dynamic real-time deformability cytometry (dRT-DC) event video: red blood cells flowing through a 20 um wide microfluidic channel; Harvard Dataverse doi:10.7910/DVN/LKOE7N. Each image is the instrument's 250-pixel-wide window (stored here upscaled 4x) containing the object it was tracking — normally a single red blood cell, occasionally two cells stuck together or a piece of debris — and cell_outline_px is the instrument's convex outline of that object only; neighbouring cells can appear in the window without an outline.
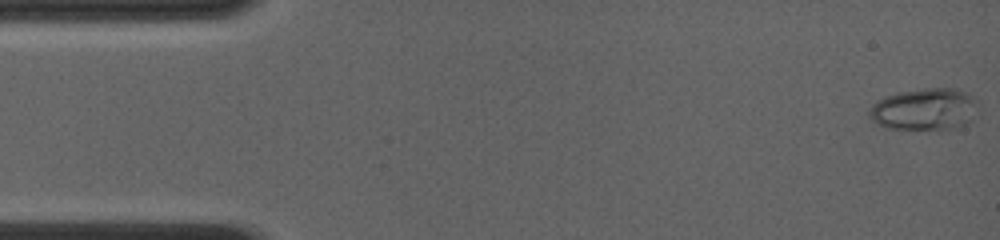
{"species": "common noctule bat (a hibernating species)", "species_latin": "Nyctalus noctula", "temperature_condition": "room temperature", "stored_images_in_passage": 60, "camera_frame_rate_fps": 4000, "um_per_image_px": 0.085, "animal": {"sex": "female", "body_mass_g": 19.0, "forearm_length_mm": 56.7}, "frame": {"image": 1, "passage_image": 1, "time_ms": 0.0, "image_size_px": [1000, 240], "cell_outline_px": [[976, 100], [972, 120], [964, 124], [952, 128], [884, 128], [876, 124], [868, 116], [868, 108], [876, 100], [896, 92], [924, 88], [952, 88], [964, 92], [972, 96]], "centroid_in_image_um": [78.49, 9.26], "position_along_channel_um": 6.5, "area_um2": 26.3}}
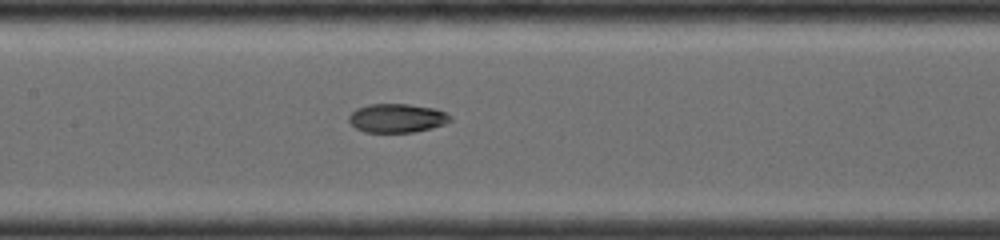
{"frame": {"image": 2, "passage_image": 29, "time_ms": 7.0, "image_size_px": [1000, 240], "cell_outline_px": [[452, 120], [444, 124], [432, 128], [416, 132], [364, 132], [356, 128], [348, 120], [348, 116], [356, 108], [368, 104], [408, 104], [436, 108], [452, 116]], "centroid_in_image_um": [33.75, 10.04], "position_along_channel_um": 173.6, "area_um2": 17.17}}
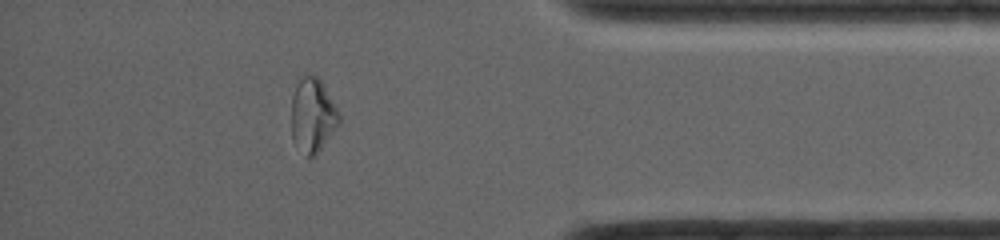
{"frame": {"image": 3, "passage_image": 53, "time_ms": 13.0, "image_size_px": [1000, 240], "cell_outline_px": [[340, 124], [316, 156], [304, 156], [292, 140], [292, 96], [296, 84], [304, 72], [316, 76], [320, 80], [336, 108], [340, 116]], "centroid_in_image_um": [26.56, 9.82], "position_along_channel_um": 408.6, "area_um2": 20.75}, "authors_computed_cell_mechanics": {"area_um2": 19.1896, "velocity_mm_per_s": 4.1855, "shape_relaxation_time_tau1_ms": null, "shape_relaxation_time_tau2_ms": 1.4405, "deformation_change_tau1": null, "deformation_change_tau2": 0.0557}}